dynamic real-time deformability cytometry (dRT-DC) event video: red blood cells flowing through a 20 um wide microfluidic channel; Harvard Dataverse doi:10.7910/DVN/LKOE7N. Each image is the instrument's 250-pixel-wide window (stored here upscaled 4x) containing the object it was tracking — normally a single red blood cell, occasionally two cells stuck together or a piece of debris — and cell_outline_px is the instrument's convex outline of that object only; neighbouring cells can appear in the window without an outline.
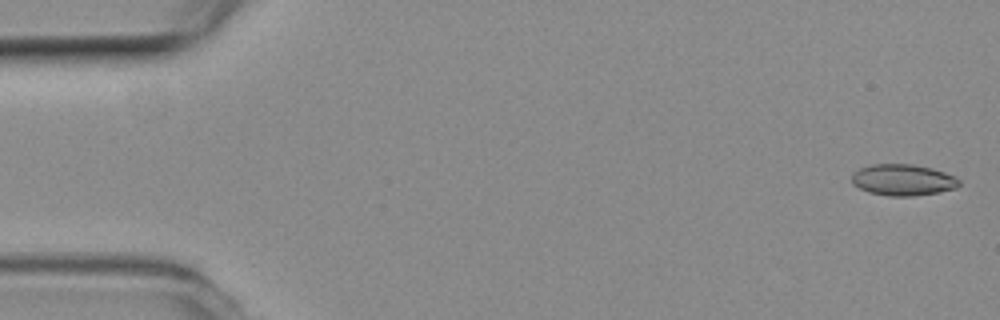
{"species": "common noctule bat (a hibernating species)", "species_latin": "Nyctalus noctula", "temperature_condition": "room temperature", "stored_images_in_passage": 55, "camera_frame_rate_fps": 3000, "um_per_image_px": 0.085, "animal": {"sex": "female", "body_mass_g": 19.3, "forearm_length_mm": 54.1}, "frame": {"image": 1, "passage_image": 2, "time_ms": 0.333, "image_size_px": [1000, 320], "cell_outline_px": [[960, 184], [956, 188], [940, 192], [912, 196], [888, 196], [868, 192], [852, 184], [852, 172], [860, 168], [872, 164], [912, 164], [932, 168], [956, 176], [960, 180]], "centroid_in_image_um": [76.75, 15.29], "position_along_channel_um": 8.2, "area_um2": 19.77}}
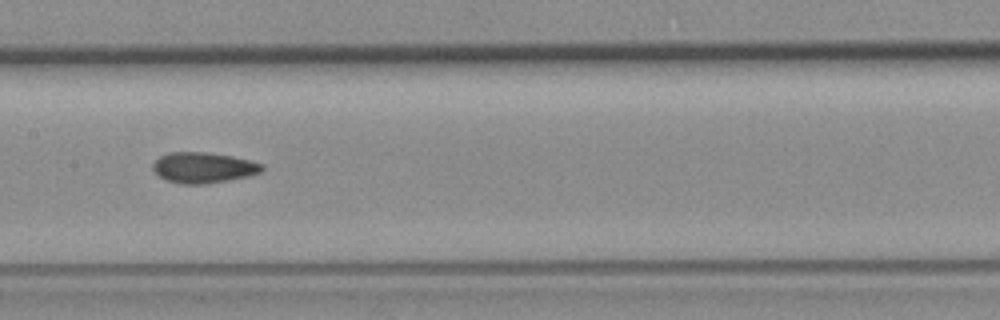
{"frame": {"image": 2, "passage_image": 27, "time_ms": 8.667, "image_size_px": [1000, 320], "cell_outline_px": [[264, 168], [260, 172], [252, 176], [204, 184], [180, 184], [168, 180], [152, 172], [152, 164], [160, 156], [168, 152], [204, 152], [232, 156], [264, 164]], "centroid_in_image_um": [17.28, 14.25], "position_along_channel_um": 190.1, "area_um2": 19.59}}
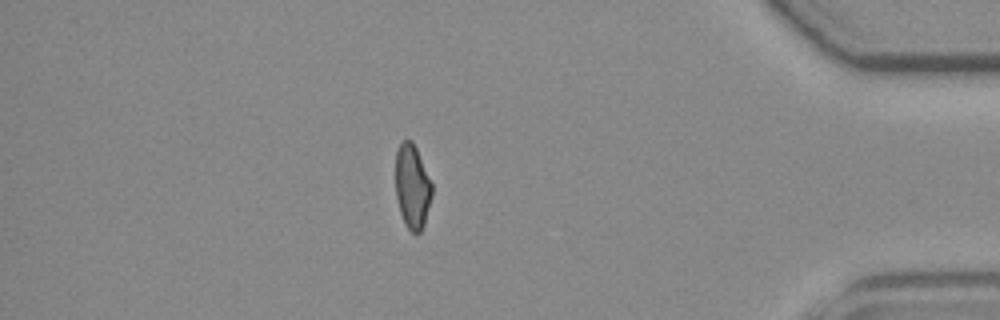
{"frame": {"image": 3, "passage_image": 47, "time_ms": 15.333, "image_size_px": [1000, 320], "cell_outline_px": [[432, 196], [424, 224], [420, 232], [416, 236], [408, 228], [400, 212], [396, 196], [396, 152], [400, 144], [404, 140], [412, 140], [416, 148], [432, 184]], "centroid_in_image_um": [35.05, 15.87], "position_along_channel_um": 400.2, "area_um2": 17.69}, "authors_computed_cell_mechanics": {"area_um2": 19.1318, "velocity_mm_per_s": 3.8052, "shape_relaxation_time_tau1_ms": null, "shape_relaxation_time_tau2_ms": 3.4903, "deformation_change_tau1": null, "deformation_change_tau2": 0.0914}}